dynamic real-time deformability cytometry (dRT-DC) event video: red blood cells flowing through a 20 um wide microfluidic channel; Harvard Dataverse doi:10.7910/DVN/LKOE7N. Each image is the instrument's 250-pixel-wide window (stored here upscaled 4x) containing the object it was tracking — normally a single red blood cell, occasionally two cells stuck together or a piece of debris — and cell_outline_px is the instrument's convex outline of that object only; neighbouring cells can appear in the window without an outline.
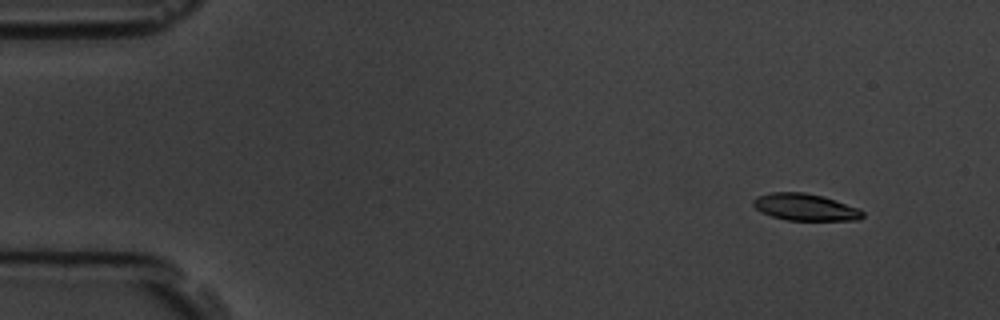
{"species": "common noctule bat (a hibernating species)", "species_latin": "Nyctalus noctula", "temperature_condition": "room temperature", "stored_images_in_passage": 5, "segment_of_instrument_passage": [1, 2], "camera_frame_rate_fps": 3000, "um_per_image_px": 0.085, "animal": {"sex": "male", "body_mass_g": 19.5, "forearm_length_mm": 54.6}, "frame": {"image": 1, "passage_image": 1, "time_ms": 0.0, "image_size_px": [1000, 320], "cell_outline_px": [[864, 216], [860, 220], [788, 220], [772, 216], [756, 208], [752, 204], [752, 200], [756, 196], [772, 192], [804, 192], [824, 196], [860, 208], [864, 212]], "centroid_in_image_um": [68.48, 17.6], "position_along_channel_um": 16.5, "area_um2": 17.22}}
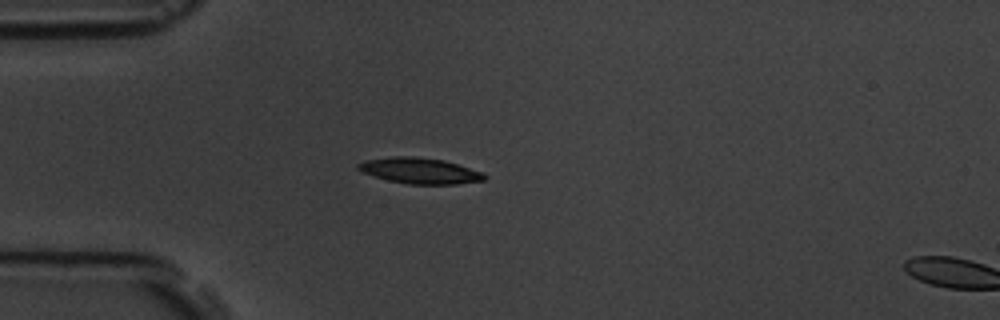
{"frame": {"image": 2, "passage_image": 4, "time_ms": 3.333, "image_size_px": [1000, 320], "cell_outline_px": [[488, 176], [484, 180], [456, 184], [408, 184], [388, 180], [364, 172], [356, 168], [356, 164], [364, 160], [392, 156], [412, 156], [444, 160], [484, 172]], "centroid_in_image_um": [35.7, 14.5], "position_along_channel_um": 49.3, "area_um2": 19.02}}